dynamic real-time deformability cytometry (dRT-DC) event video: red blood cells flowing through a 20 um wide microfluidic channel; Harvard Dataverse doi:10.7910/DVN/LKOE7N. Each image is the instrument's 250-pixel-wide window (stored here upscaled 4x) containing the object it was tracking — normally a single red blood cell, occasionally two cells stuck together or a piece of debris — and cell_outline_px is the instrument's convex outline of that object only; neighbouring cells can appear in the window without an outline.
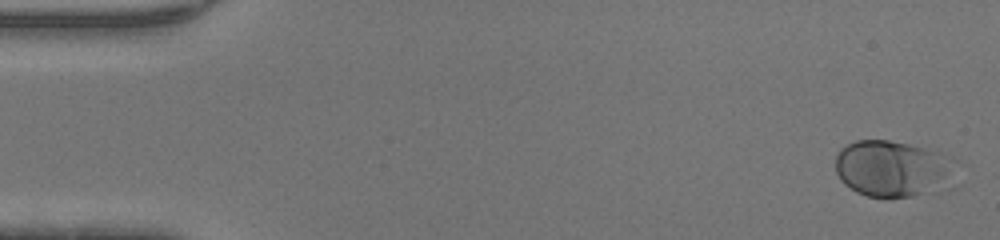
{"species": "human", "species_latin": "Homo sapiens", "temperature_condition": "warm", "stored_images_in_passage": 47, "camera_frame_rate_fps": 3000, "um_per_image_px": 0.085, "donor": {"sex": "male"}, "frame": {"image": 1, "passage_image": 2, "time_ms": 0.333, "image_size_px": [1000, 240], "cell_outline_px": [[952, 188], [912, 196], [888, 200], [868, 196], [856, 192], [844, 184], [840, 180], [836, 172], [836, 156], [840, 148], [856, 140], [888, 140], [908, 144], [932, 152], [952, 184]], "centroid_in_image_um": [75.62, 14.41], "position_along_channel_um": 9.4, "area_um2": 38.03}}
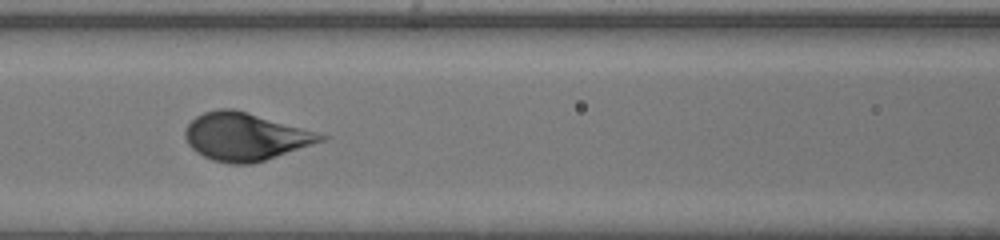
{"frame": {"image": 2, "passage_image": 21, "time_ms": 6.667, "image_size_px": [1000, 240], "cell_outline_px": [[332, 136], [324, 140], [252, 164], [232, 164], [212, 160], [196, 152], [188, 144], [184, 136], [184, 132], [188, 124], [196, 116], [204, 112], [220, 108], [232, 108]], "centroid_in_image_um": [20.82, 11.61], "position_along_channel_um": 145.8, "area_um2": 37.34}}
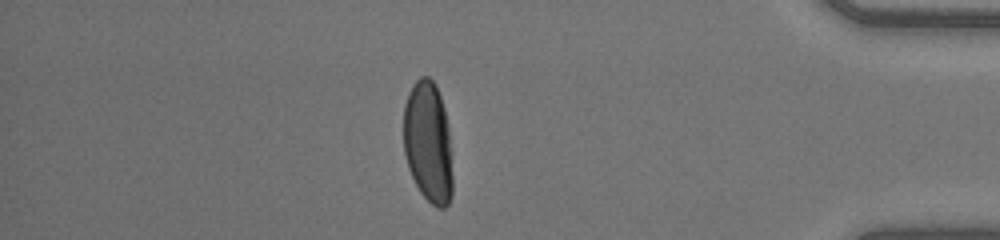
{"frame": {"image": 3, "passage_image": 41, "time_ms": 13.333, "image_size_px": [1000, 240], "cell_outline_px": [[452, 196], [448, 204], [444, 208], [436, 208], [420, 192], [408, 168], [404, 152], [404, 104], [408, 92], [412, 84], [420, 76], [428, 76], [436, 84], [444, 108], [448, 128], [452, 176]], "centroid_in_image_um": [36.38, 12.08], "position_along_channel_um": 398.8, "area_um2": 34.74}}